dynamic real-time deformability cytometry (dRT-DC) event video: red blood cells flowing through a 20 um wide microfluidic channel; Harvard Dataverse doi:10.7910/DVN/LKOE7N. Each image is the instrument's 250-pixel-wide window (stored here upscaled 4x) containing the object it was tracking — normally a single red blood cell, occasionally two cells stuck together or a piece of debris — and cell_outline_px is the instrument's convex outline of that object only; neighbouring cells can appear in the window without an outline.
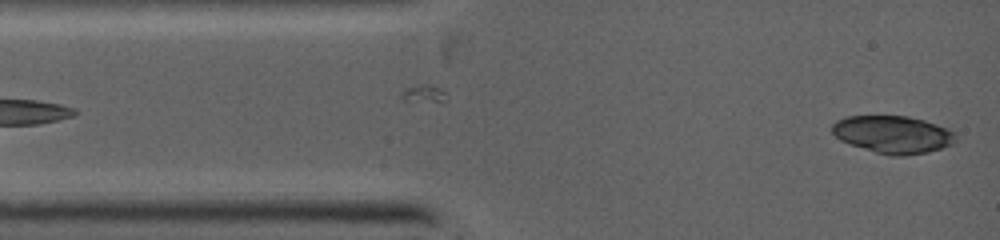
{"species": "common noctule bat (a hibernating species)", "species_latin": "Nyctalus noctula", "temperature_condition": "warm", "stored_images_in_passage": 2, "camera_frame_rate_fps": 5000, "um_per_image_px": 0.085, "animal": {"sex": "female", "body_mass_g": 19.0, "forearm_length_mm": 53.3}, "frame": {"image": 1, "passage_image": 2, "time_ms": 0.6, "image_size_px": [1000, 240], "cell_outline_px": [[956, 140], [952, 144], [940, 148], [924, 152], [904, 156], [892, 156], [876, 152], [840, 140], [832, 132], [832, 124], [836, 120], [848, 116], [908, 116], [924, 120], [948, 128], [956, 132]], "centroid_in_image_um": [75.91, 11.41], "position_along_channel_um": 9.1, "area_um2": 26.82}}